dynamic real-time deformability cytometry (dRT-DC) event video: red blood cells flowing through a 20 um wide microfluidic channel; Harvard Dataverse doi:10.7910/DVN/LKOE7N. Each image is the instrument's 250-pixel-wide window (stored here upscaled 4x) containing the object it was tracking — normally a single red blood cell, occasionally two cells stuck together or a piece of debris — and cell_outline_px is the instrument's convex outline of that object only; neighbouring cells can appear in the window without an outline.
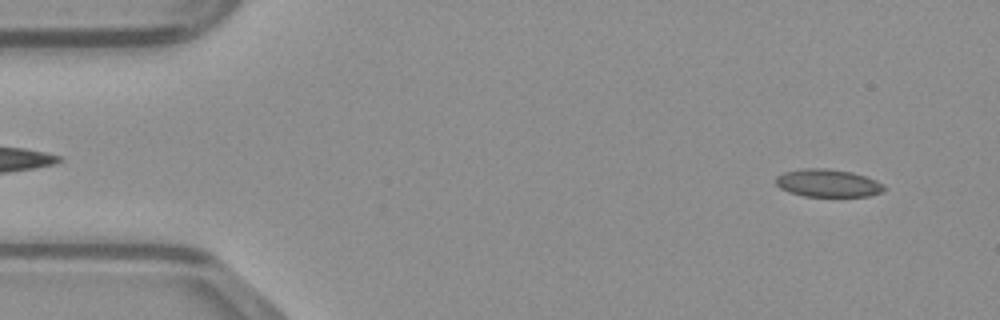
{"species": "common noctule bat (a hibernating species)", "species_latin": "Nyctalus noctula", "temperature_condition": "warm", "stored_images_in_passage": 47, "camera_frame_rate_fps": 3000, "um_per_image_px": 0.085, "animal": {"sex": "male", "body_mass_g": 23.1, "forearm_length_mm": 52.7}, "frame": {"image": 1, "passage_image": 3, "time_ms": 0.667, "image_size_px": [1000, 320], "cell_outline_px": [[888, 188], [880, 192], [868, 196], [804, 196], [788, 192], [780, 188], [776, 184], [776, 176], [784, 172], [800, 168], [828, 168], [852, 172], [876, 180], [884, 184]], "centroid_in_image_um": [70.36, 15.55], "position_along_channel_um": 14.6, "area_um2": 17.63}}
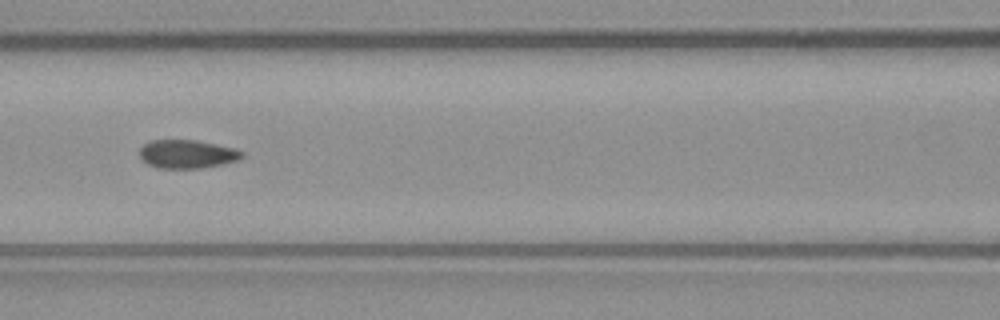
{"frame": {"image": 2, "passage_image": 20, "time_ms": 6.333, "image_size_px": [1000, 320], "cell_outline_px": [[244, 156], [236, 160], [220, 164], [200, 168], [160, 168], [148, 164], [140, 156], [140, 148], [148, 140], [196, 140], [236, 148], [244, 152]], "centroid_in_image_um": [15.91, 13.08], "position_along_channel_um": 150.7, "area_um2": 16.88}}
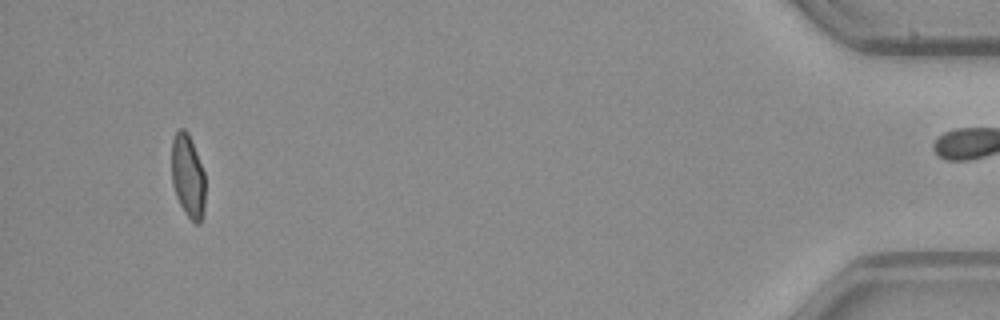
{"frame": {"image": 3, "passage_image": 45, "time_ms": 14.667, "image_size_px": [1000, 320], "cell_outline_px": [[204, 212], [200, 224], [196, 224], [184, 212], [176, 196], [172, 184], [172, 140], [176, 132], [180, 128], [184, 128], [188, 132], [204, 172]], "centroid_in_image_um": [15.96, 14.98], "position_along_channel_um": 419.2, "area_um2": 16.24}}